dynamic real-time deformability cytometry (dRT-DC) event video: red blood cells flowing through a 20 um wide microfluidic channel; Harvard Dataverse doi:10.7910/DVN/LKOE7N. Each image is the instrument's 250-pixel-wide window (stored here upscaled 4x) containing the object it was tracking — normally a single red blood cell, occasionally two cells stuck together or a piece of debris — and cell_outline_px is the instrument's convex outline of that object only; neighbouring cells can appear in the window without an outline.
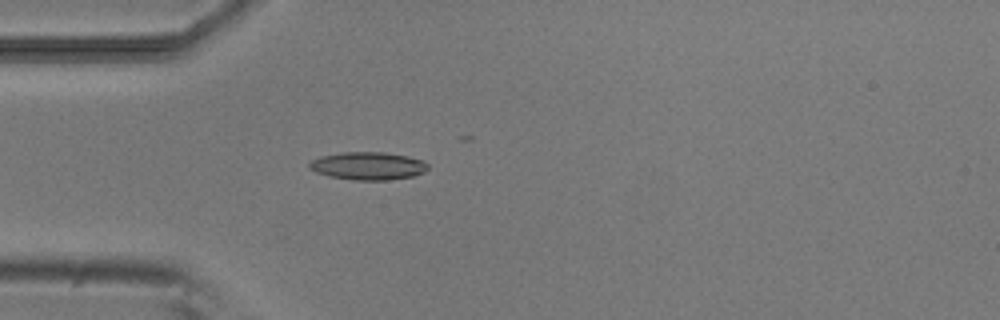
{"species": "common noctule bat (a hibernating species)", "species_latin": "Nyctalus noctula", "temperature_condition": "room temperature", "stored_images_in_passage": 12, "camera_frame_rate_fps": 3000, "um_per_image_px": 0.085, "animal": {"sex": "male", "body_mass_g": 20.5, "forearm_length_mm": 52.5}, "frame": {"image": 1, "passage_image": 1, "time_ms": 0.0, "image_size_px": [1000, 320], "cell_outline_px": [[428, 168], [424, 172], [412, 176], [388, 180], [356, 180], [328, 176], [316, 172], [308, 168], [308, 164], [312, 160], [320, 156], [340, 152], [384, 152], [408, 156], [424, 160], [428, 164]], "centroid_in_image_um": [31.27, 14.09], "position_along_channel_um": 53.7, "area_um2": 19.36}}
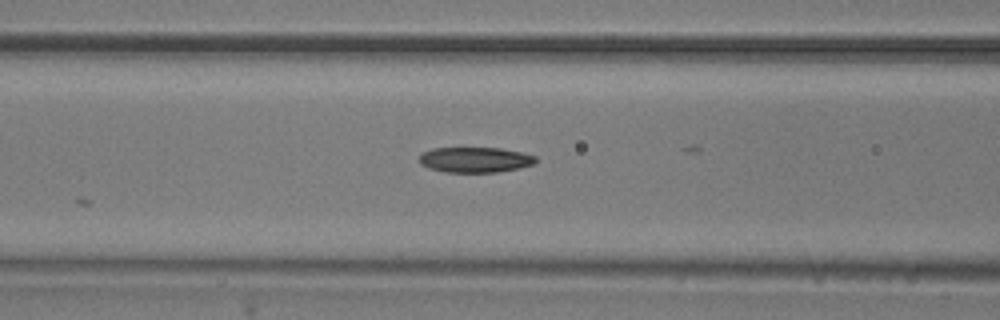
{"frame": {"image": 2, "passage_image": 7, "time_ms": 2.0, "image_size_px": [1000, 320], "cell_outline_px": [[536, 160], [532, 164], [516, 168], [496, 172], [444, 172], [428, 168], [420, 164], [420, 156], [424, 152], [432, 148], [500, 148], [520, 152], [536, 156]], "centroid_in_image_um": [40.34, 13.58], "position_along_channel_um": 126.3, "area_um2": 16.99}}
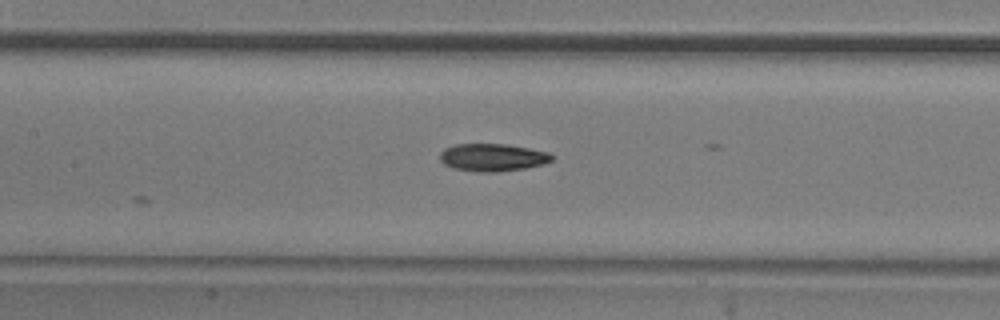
{"frame": {"image": 3, "passage_image": 10, "time_ms": 3.0, "image_size_px": [1000, 320], "cell_outline_px": [[556, 156], [552, 160], [544, 164], [524, 168], [496, 172], [480, 172], [456, 168], [444, 164], [440, 160], [440, 152], [444, 148], [456, 144], [504, 144], [528, 148], [548, 152]], "centroid_in_image_um": [41.89, 13.37], "position_along_channel_um": 165.5, "area_um2": 17.92}}